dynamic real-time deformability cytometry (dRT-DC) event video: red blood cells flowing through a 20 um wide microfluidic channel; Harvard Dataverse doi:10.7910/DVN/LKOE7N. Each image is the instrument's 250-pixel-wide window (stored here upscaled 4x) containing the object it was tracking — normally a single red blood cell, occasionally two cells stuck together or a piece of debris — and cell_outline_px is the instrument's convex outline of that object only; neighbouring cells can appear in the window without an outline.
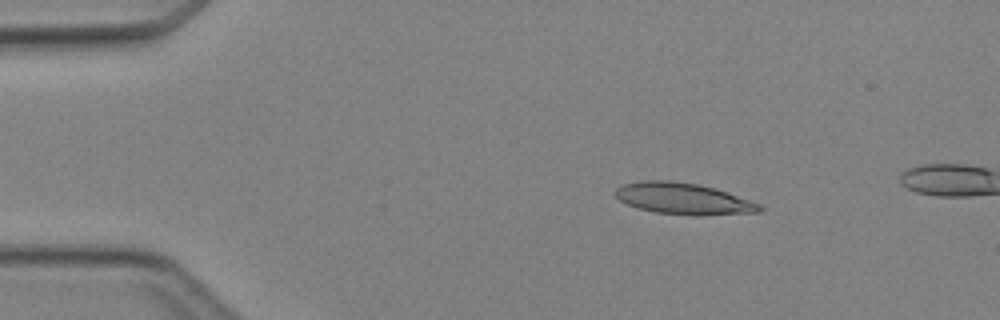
{"species": "Egyptian fruit bat (a non-hibernating species)", "species_latin": "Rousettus aegyptiacus", "temperature_condition": "cold", "stored_images_in_passage": 4, "camera_frame_rate_fps": 3000, "um_per_image_px": 0.085, "animal": {"sex": "female"}, "frame": {"image": 1, "passage_image": 3, "time_ms": 2.333, "image_size_px": [1000, 320], "cell_outline_px": [[764, 208], [760, 212], [696, 216], [692, 216], [656, 212], [636, 208], [620, 200], [616, 196], [616, 188], [620, 184], [644, 180], [668, 180], [696, 184], [716, 188], [728, 192], [760, 204]], "centroid_in_image_um": [58.09, 16.89], "position_along_channel_um": 26.9, "area_um2": 26.53}}